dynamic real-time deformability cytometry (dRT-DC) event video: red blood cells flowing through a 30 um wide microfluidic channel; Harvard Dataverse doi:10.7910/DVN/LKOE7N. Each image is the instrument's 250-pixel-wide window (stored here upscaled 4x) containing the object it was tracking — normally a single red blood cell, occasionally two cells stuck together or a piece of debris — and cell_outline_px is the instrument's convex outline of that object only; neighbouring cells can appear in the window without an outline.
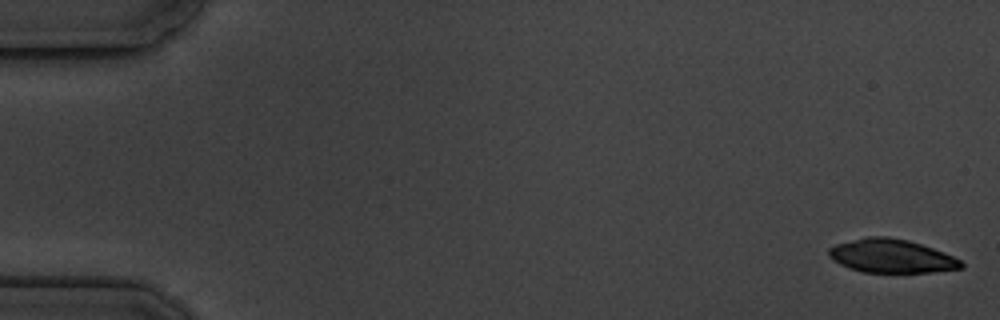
{"species": "common noctule bat (a hibernating species)", "species_latin": "Nyctalus noctula", "temperature_condition": "cold", "stored_images_in_passage": 7, "camera_frame_rate_fps": 3000, "um_per_image_px": 0.085, "animal": {"sex": "male", "body_mass_g": 19.5, "forearm_length_mm": 54.6}, "frame": {"image": 1, "passage_image": 1, "time_ms": 0.0, "image_size_px": [1000, 320], "cell_outline_px": [[964, 268], [932, 272], [864, 272], [840, 264], [832, 260], [828, 256], [828, 248], [836, 244], [868, 236], [888, 236], [908, 240], [944, 252], [960, 260], [964, 264]], "centroid_in_image_um": [75.77, 21.76], "position_along_channel_um": 9.2, "area_um2": 25.78}}
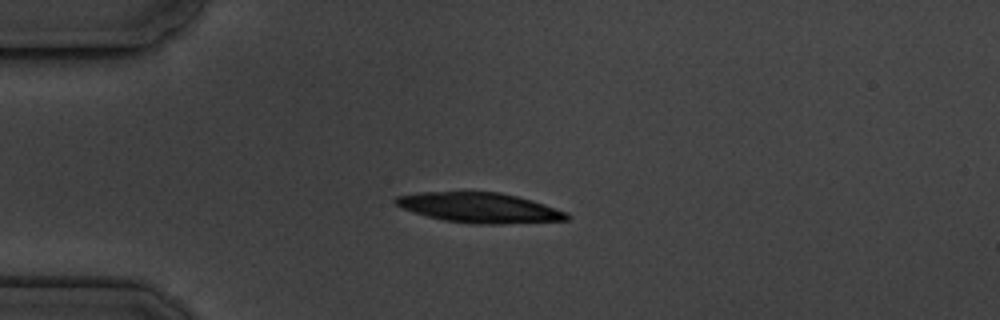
{"frame": {"image": 2, "passage_image": 4, "time_ms": 4.333, "image_size_px": [1000, 320], "cell_outline_px": [[572, 216], [568, 220], [500, 224], [472, 224], [444, 220], [412, 212], [396, 204], [392, 200], [396, 196], [420, 192], [500, 192], [532, 200], [568, 212]], "centroid_in_image_um": [40.78, 17.66], "position_along_channel_um": 44.2, "area_um2": 30.0}}